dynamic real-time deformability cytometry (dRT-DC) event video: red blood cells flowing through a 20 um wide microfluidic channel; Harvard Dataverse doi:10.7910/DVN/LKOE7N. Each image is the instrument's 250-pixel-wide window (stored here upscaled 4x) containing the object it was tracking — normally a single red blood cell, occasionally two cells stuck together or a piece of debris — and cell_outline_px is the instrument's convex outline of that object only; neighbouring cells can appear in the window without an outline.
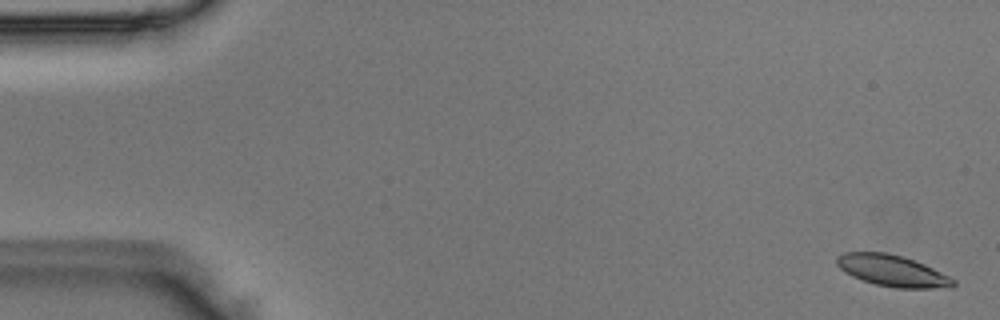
{"species": "Egyptian fruit bat (a non-hibernating species)", "species_latin": "Rousettus aegyptiacus", "temperature_condition": "room temperature", "stored_images_in_passage": 4, "camera_frame_rate_fps": 3000, "um_per_image_px": 0.085, "animal": {"sex": "male"}, "frame": {"image": 1, "passage_image": 1, "time_ms": 0.0, "image_size_px": [1000, 320], "cell_outline_px": [[956, 284], [952, 288], [896, 288], [876, 284], [852, 276], [844, 272], [836, 264], [836, 256], [844, 252], [888, 252], [904, 256], [924, 264], [956, 280]], "centroid_in_image_um": [75.85, 23.0], "position_along_channel_um": 9.2, "area_um2": 21.39}}
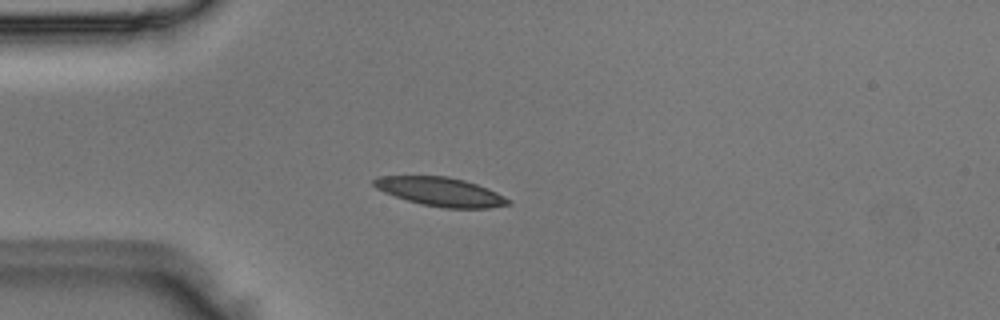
{"frame": {"image": 2, "passage_image": 3, "time_ms": 0.667, "image_size_px": [1000, 320], "cell_outline_px": [[512, 204], [488, 208], [444, 208], [420, 204], [384, 192], [376, 188], [372, 184], [372, 180], [376, 176], [448, 176], [464, 180], [488, 188], [512, 200]], "centroid_in_image_um": [37.46, 16.3], "position_along_channel_um": 47.5, "area_um2": 22.6}}